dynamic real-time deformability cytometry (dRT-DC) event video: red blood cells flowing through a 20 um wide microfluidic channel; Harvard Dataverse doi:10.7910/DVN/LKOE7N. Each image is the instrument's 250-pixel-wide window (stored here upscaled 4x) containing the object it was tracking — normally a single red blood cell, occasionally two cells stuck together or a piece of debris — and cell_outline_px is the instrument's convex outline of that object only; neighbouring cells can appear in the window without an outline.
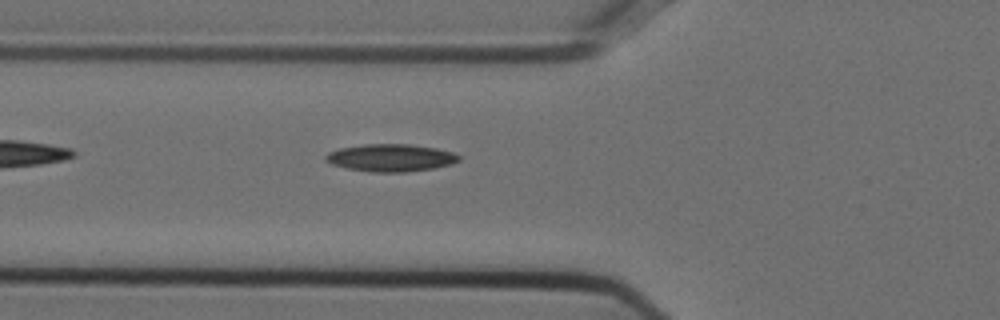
{"species": "Egyptian fruit bat (a non-hibernating species)", "species_latin": "Rousettus aegyptiacus", "temperature_condition": "cold", "stored_images_in_passage": 37, "camera_frame_rate_fps": 3000, "um_per_image_px": 0.085, "animal": {"sex": "female"}, "frame": {"image": 1, "passage_image": 3, "time_ms": 0.667, "image_size_px": [1000, 320], "cell_outline_px": [[460, 160], [452, 164], [432, 168], [404, 172], [372, 172], [348, 168], [332, 164], [324, 160], [324, 156], [328, 152], [340, 148], [364, 144], [408, 144], [436, 148], [452, 152], [460, 156]], "centroid_in_image_um": [33.2, 13.4], "position_along_channel_um": 92.6, "area_um2": 21.21}}
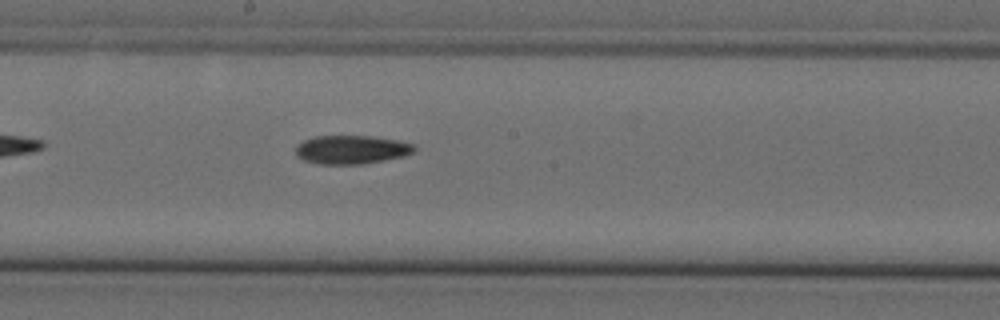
{"frame": {"image": 2, "passage_image": 13, "time_ms": 4.0, "image_size_px": [1000, 320], "cell_outline_px": [[416, 148], [412, 152], [404, 156], [360, 164], [320, 164], [304, 160], [296, 156], [296, 144], [304, 140], [316, 136], [372, 136], [396, 140], [416, 144]], "centroid_in_image_um": [29.86, 12.71], "position_along_channel_um": 218.3, "area_um2": 19.71}}
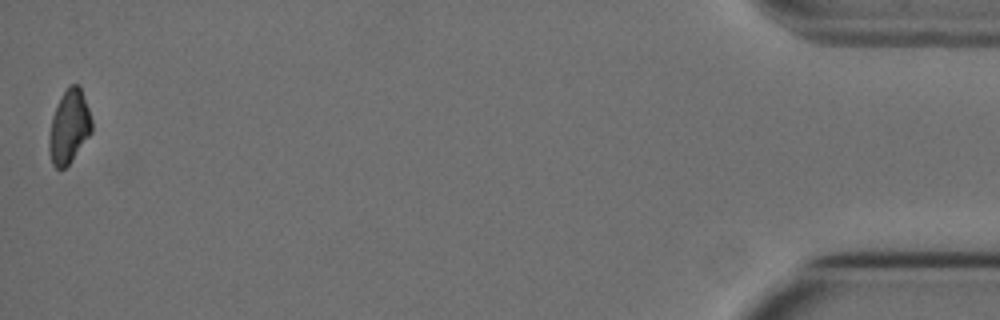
{"frame": {"image": 3, "passage_image": 37, "time_ms": 12.0, "image_size_px": [1000, 320], "cell_outline_px": [[92, 132], [72, 160], [64, 168], [56, 168], [52, 164], [48, 152], [48, 140], [52, 116], [60, 96], [72, 84], [80, 84], [92, 120]], "centroid_in_image_um": [5.86, 10.77], "position_along_channel_um": 429.3, "area_um2": 18.32}}